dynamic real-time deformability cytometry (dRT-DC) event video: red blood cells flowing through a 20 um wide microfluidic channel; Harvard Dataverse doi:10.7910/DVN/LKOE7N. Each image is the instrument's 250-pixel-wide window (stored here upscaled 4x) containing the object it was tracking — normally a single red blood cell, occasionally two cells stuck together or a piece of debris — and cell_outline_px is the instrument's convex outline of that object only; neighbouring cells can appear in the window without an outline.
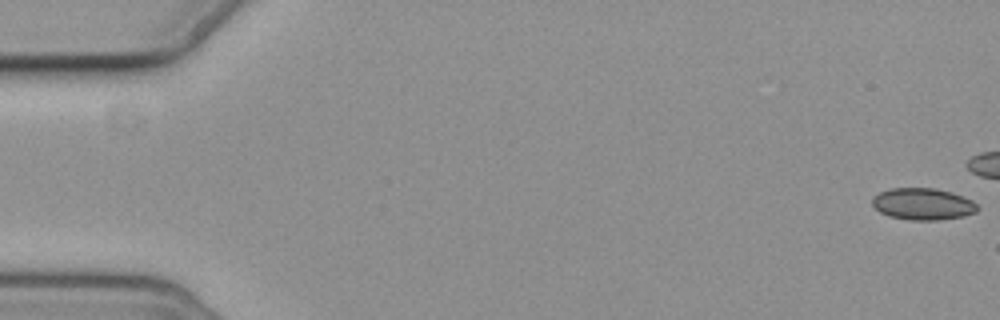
{"species": "common noctule bat (a hibernating species)", "species_latin": "Nyctalus noctula", "temperature_condition": "cold", "stored_images_in_passage": 3, "camera_frame_rate_fps": 3000, "um_per_image_px": 0.085, "animal": {"sex": "female", "body_mass_g": 19.3, "forearm_length_mm": 54.1}, "frame": {"image": 1, "passage_image": 1, "time_ms": 0.0, "image_size_px": [1000, 320], "cell_outline_px": [[980, 208], [976, 212], [964, 216], [936, 220], [912, 220], [888, 216], [880, 212], [872, 204], [872, 196], [880, 192], [892, 188], [936, 188], [952, 192], [964, 196], [972, 200]], "centroid_in_image_um": [78.46, 17.33], "position_along_channel_um": 6.5, "area_um2": 19.59}}